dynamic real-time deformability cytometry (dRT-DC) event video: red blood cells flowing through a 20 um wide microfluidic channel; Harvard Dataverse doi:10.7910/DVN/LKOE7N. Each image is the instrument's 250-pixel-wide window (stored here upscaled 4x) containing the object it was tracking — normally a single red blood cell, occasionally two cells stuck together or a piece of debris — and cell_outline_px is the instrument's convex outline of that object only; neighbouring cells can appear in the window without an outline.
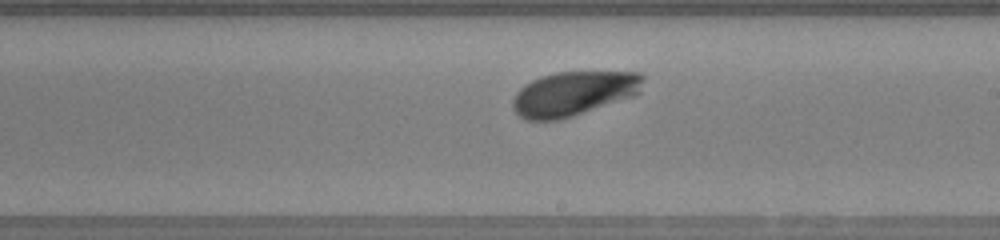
{"species": "human", "species_latin": "Homo sapiens", "temperature_condition": "warm", "stored_images_in_passage": 30, "camera_frame_rate_fps": 3000, "um_per_image_px": 0.085, "donor": {"sex": "female"}, "frame": {"image": 1, "passage_image": 18, "time_ms": 5.667, "image_size_px": [1000, 240], "cell_outline_px": [[644, 76], [640, 92], [636, 96], [560, 120], [524, 120], [512, 108], [512, 100], [516, 92], [524, 84], [532, 80], [556, 72], [640, 72]], "centroid_in_image_um": [48.77, 7.96], "position_along_channel_um": 240.2, "area_um2": 33.93}}
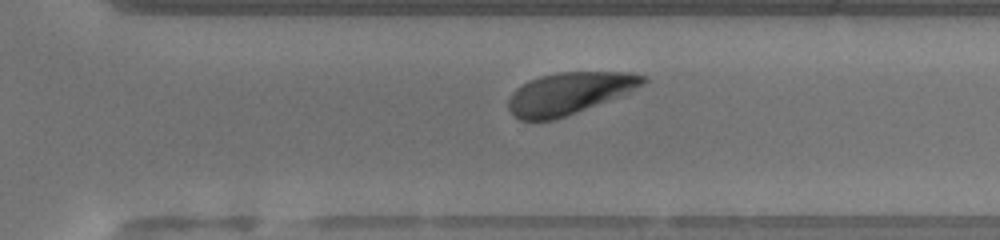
{"frame": {"image": 2, "passage_image": 24, "time_ms": 7.667, "image_size_px": [1000, 240], "cell_outline_px": [[648, 80], [644, 84], [632, 92], [576, 112], [552, 120], [520, 120], [512, 116], [508, 108], [508, 100], [512, 92], [516, 88], [528, 80], [540, 76], [556, 72], [632, 72], [648, 76]], "centroid_in_image_um": [48.4, 7.91], "position_along_channel_um": 322.2, "area_um2": 33.12}}
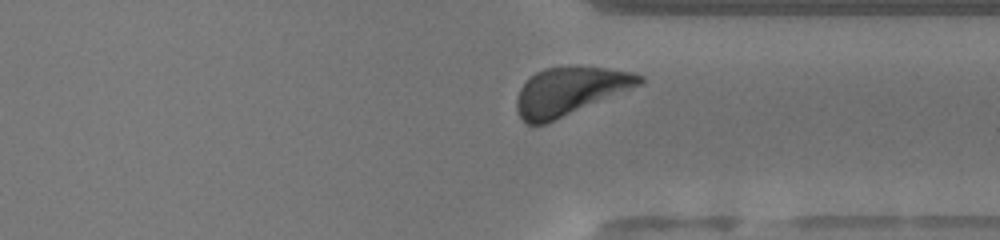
{"frame": {"image": 3, "passage_image": 27, "time_ms": 8.667, "image_size_px": [1000, 240], "cell_outline_px": [[644, 80], [640, 84], [544, 124], [524, 124], [516, 112], [516, 96], [520, 88], [536, 72], [544, 68], [604, 68], [636, 72], [644, 76]], "centroid_in_image_um": [48.38, 7.76], "position_along_channel_um": 363.0, "area_um2": 33.35}, "authors_computed_cell_mechanics": {"area_um2": 33.1194, "velocity_mm_per_s": 4.0909, "shape_relaxation_time_tau1_ms": 1.8707, "shape_relaxation_time_tau2_ms": null, "deformation_change_tau1": 0.1106, "deformation_change_tau2": null}}